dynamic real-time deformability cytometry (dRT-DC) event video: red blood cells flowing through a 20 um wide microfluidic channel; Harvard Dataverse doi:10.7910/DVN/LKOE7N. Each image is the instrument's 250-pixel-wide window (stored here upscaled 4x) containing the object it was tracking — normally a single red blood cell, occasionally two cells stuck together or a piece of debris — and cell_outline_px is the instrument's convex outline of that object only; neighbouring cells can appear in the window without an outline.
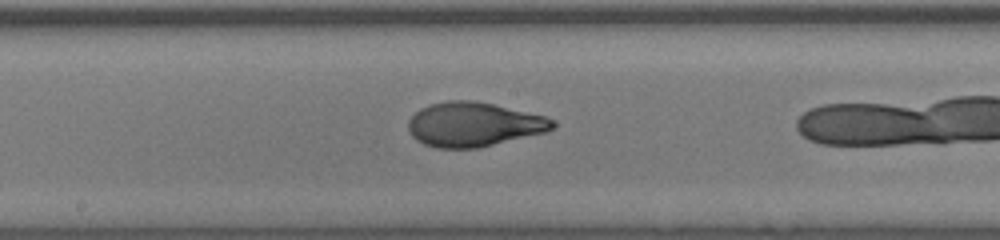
{"species": "human", "species_latin": "Homo sapiens", "temperature_condition": "room temperature", "stored_images_in_passage": 43, "camera_frame_rate_fps": 3000, "um_per_image_px": 0.085, "donor": {"sex": "male"}, "frame": {"image": 1, "passage_image": 29, "time_ms": 9.333, "image_size_px": [1000, 240], "cell_outline_px": [[556, 124], [548, 132], [480, 148], [436, 148], [424, 144], [416, 140], [412, 136], [408, 128], [408, 120], [420, 108], [428, 104], [448, 100], [472, 100], [492, 104], [544, 116], [552, 120]], "centroid_in_image_um": [40.24, 10.59], "position_along_channel_um": 208.0, "area_um2": 37.4}}
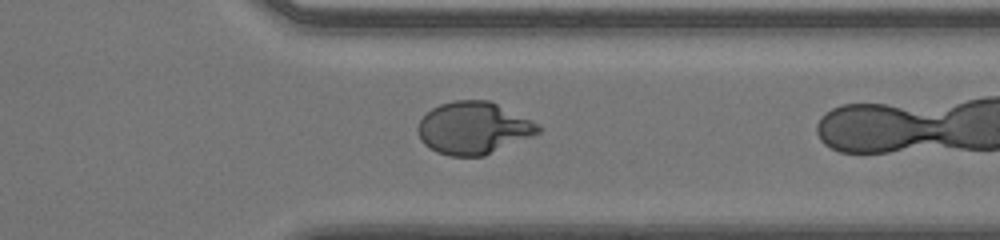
{"frame": {"image": 2, "passage_image": 41, "time_ms": 13.333, "image_size_px": [1000, 240], "cell_outline_px": [[540, 132], [532, 136], [484, 156], [448, 156], [436, 152], [424, 144], [420, 140], [416, 128], [420, 120], [432, 108], [440, 104], [456, 100], [488, 100], [540, 124]], "centroid_in_image_um": [40.22, 10.89], "position_along_channel_um": 371.2, "area_um2": 36.53}}